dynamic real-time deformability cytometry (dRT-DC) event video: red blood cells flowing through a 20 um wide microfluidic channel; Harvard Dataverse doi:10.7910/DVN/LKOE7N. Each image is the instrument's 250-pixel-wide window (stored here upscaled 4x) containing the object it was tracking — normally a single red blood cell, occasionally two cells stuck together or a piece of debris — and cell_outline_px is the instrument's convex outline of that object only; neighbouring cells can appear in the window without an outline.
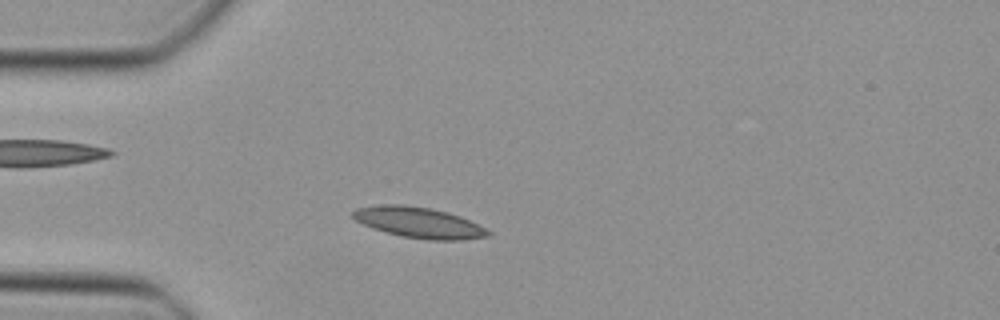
{"species": "Egyptian fruit bat (a non-hibernating species)", "species_latin": "Rousettus aegyptiacus", "temperature_condition": "cold", "stored_images_in_passage": 41, "camera_frame_rate_fps": 3000, "um_per_image_px": 0.085, "animal": {"sex": "female"}, "frame": {"image": 1, "passage_image": 10, "time_ms": 3.0, "image_size_px": [1000, 320], "cell_outline_px": [[492, 232], [488, 236], [464, 240], [428, 240], [400, 236], [372, 228], [356, 220], [352, 216], [352, 212], [356, 208], [384, 204], [400, 204], [428, 208], [460, 216]], "centroid_in_image_um": [35.58, 18.93], "position_along_channel_um": 49.4, "area_um2": 23.93}}
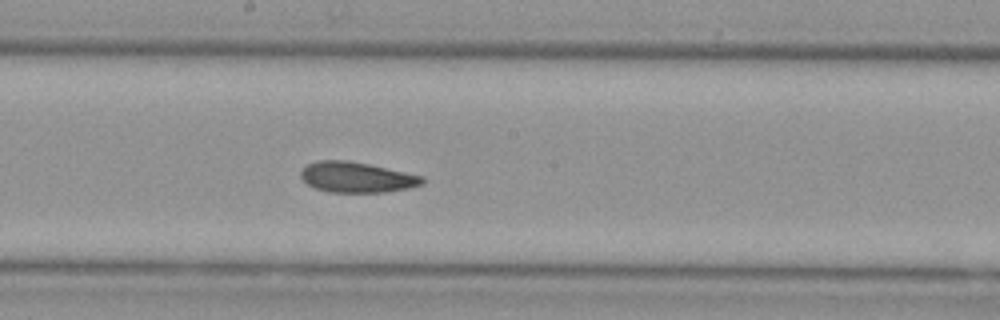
{"frame": {"image": 2, "passage_image": 23, "time_ms": 7.333, "image_size_px": [1000, 320], "cell_outline_px": [[424, 184], [408, 188], [384, 192], [328, 192], [316, 188], [308, 184], [300, 176], [300, 172], [308, 164], [320, 160], [344, 160], [368, 164], [424, 176]], "centroid_in_image_um": [30.33, 15.07], "position_along_channel_um": 217.9, "area_um2": 21.39}}
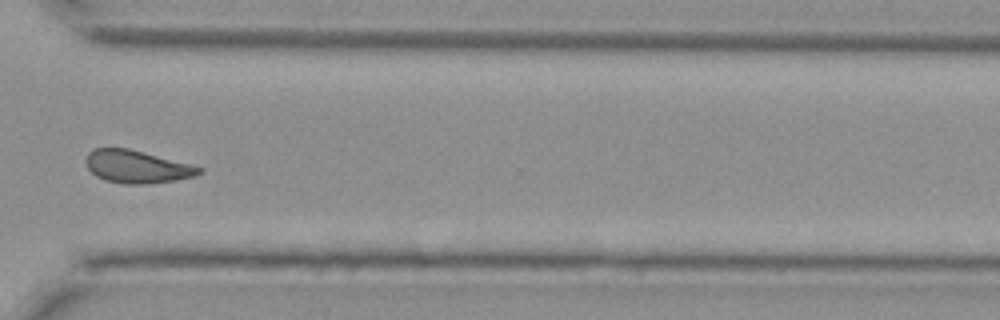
{"frame": {"image": 3, "passage_image": 33, "time_ms": 10.667, "image_size_px": [1000, 320], "cell_outline_px": [[204, 172], [196, 176], [176, 180], [144, 184], [124, 184], [104, 180], [96, 176], [88, 168], [84, 160], [88, 152], [92, 148], [128, 148], [204, 168]], "centroid_in_image_um": [11.62, 14.17], "position_along_channel_um": 359.0, "area_um2": 21.62}}